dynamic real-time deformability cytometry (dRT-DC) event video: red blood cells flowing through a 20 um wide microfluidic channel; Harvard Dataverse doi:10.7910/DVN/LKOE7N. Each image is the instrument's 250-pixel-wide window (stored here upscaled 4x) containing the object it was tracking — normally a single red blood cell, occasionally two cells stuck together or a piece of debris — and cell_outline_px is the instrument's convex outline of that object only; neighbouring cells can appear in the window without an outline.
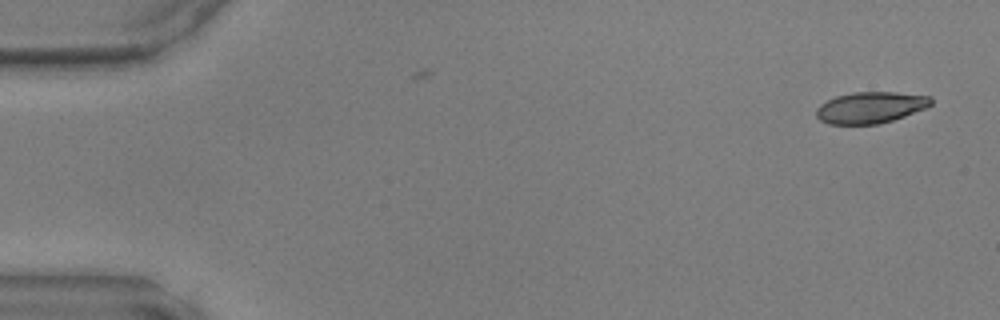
{"species": "common noctule bat (a hibernating species)", "species_latin": "Nyctalus noctula", "temperature_condition": "warm", "stored_images_in_passage": 4, "camera_frame_rate_fps": 3000, "um_per_image_px": 0.085, "animal": {"sex": "male", "body_mass_g": 17.9, "forearm_length_mm": 54.2}, "frame": {"image": 1, "passage_image": 1, "time_ms": 0.0, "image_size_px": [1000, 320], "cell_outline_px": [[932, 104], [928, 108], [880, 124], [828, 124], [820, 120], [816, 116], [816, 108], [820, 104], [836, 96], [852, 92], [896, 92], [932, 96]], "centroid_in_image_um": [74.01, 9.13], "position_along_channel_um": 11.0, "area_um2": 21.15}}